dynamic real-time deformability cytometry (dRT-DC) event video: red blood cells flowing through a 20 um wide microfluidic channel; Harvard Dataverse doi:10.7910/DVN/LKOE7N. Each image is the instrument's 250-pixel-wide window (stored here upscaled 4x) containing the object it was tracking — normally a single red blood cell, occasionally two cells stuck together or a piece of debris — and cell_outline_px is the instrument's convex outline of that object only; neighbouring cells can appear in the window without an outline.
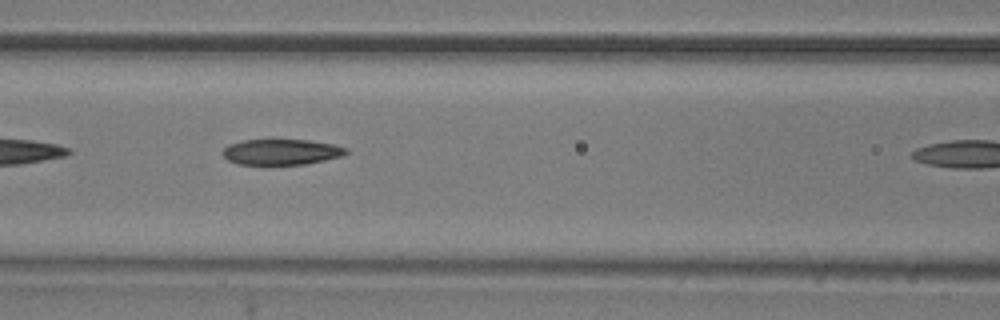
{"species": "common noctule bat (a hibernating species)", "species_latin": "Nyctalus noctula", "temperature_condition": "room temperature", "stored_images_in_passage": 7, "segment_of_instrument_passage": [1, 2], "camera_frame_rate_fps": 3000, "um_per_image_px": 0.085, "animal": {"sex": "male", "body_mass_g": 20.5, "forearm_length_mm": 52.5}, "frame": {"image": 1, "passage_image": 5, "time_ms": 1.333, "image_size_px": [1000, 320], "cell_outline_px": [[348, 152], [340, 156], [324, 160], [304, 164], [268, 168], [236, 164], [228, 160], [224, 156], [224, 148], [228, 144], [244, 140], [308, 140], [332, 144], [348, 148]], "centroid_in_image_um": [23.85, 12.97], "position_along_channel_um": 142.7, "area_um2": 19.19}}
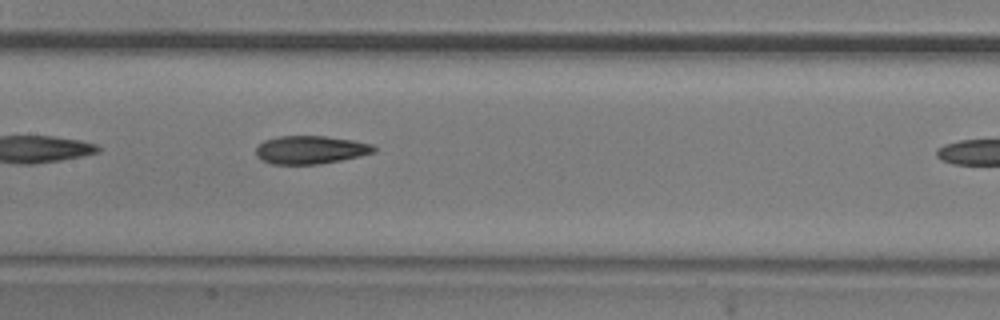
{"frame": {"image": 2, "passage_image": 6, "time_ms": 1.667, "image_size_px": [1000, 320], "cell_outline_px": [[376, 152], [360, 156], [320, 164], [272, 164], [260, 160], [256, 156], [256, 148], [264, 140], [280, 136], [324, 136], [352, 140], [372, 144], [376, 148]], "centroid_in_image_um": [26.38, 12.74], "position_along_channel_um": 181.0, "area_um2": 19.36}}